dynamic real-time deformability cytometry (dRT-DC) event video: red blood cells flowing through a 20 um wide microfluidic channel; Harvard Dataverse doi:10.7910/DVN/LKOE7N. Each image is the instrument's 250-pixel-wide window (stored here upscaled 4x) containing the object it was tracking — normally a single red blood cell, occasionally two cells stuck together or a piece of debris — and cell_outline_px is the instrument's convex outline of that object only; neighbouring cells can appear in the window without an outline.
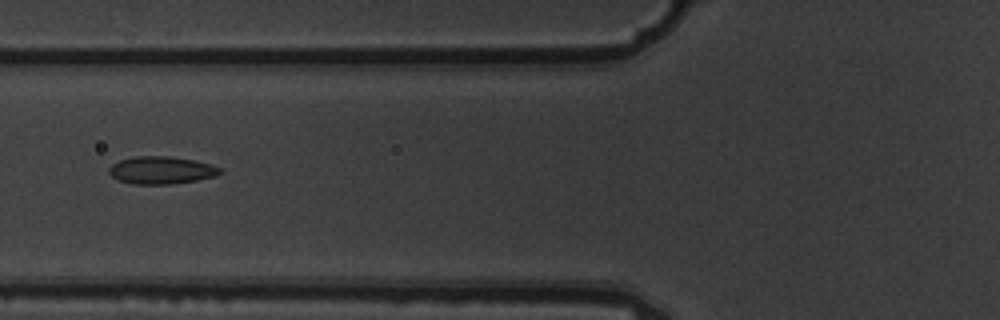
{"species": "common noctule bat (a hibernating species)", "species_latin": "Nyctalus noctula", "temperature_condition": "warm", "stored_images_in_passage": 6, "camera_frame_rate_fps": 3000, "um_per_image_px": 0.085, "animal": {"sex": "male", "body_mass_g": 19.5, "forearm_length_mm": 54.6}, "frame": {"image": 1, "passage_image": 6, "time_ms": 1.667, "image_size_px": [1000, 320], "cell_outline_px": [[224, 172], [216, 176], [196, 180], [172, 184], [132, 184], [116, 180], [108, 172], [108, 168], [112, 164], [120, 160], [136, 156], [168, 156], [196, 160], [212, 164], [220, 168]], "centroid_in_image_um": [13.72, 14.47], "position_along_channel_um": 112.1, "area_um2": 18.03}}